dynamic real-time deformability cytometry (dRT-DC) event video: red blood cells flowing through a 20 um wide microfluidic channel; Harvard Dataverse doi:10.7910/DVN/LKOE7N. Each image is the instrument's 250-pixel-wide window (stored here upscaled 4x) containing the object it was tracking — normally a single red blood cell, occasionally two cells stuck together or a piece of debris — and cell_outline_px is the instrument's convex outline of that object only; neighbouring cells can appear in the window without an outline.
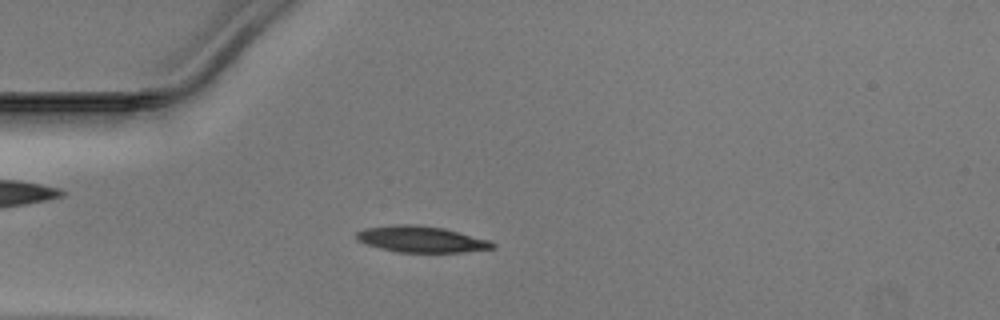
{"species": "Egyptian fruit bat (a non-hibernating species)", "species_latin": "Rousettus aegyptiacus", "temperature_condition": "warm", "stored_images_in_passage": 49, "camera_frame_rate_fps": 3000, "um_per_image_px": 0.085, "animal": {"sex": "male"}, "frame": {"image": 1, "passage_image": 13, "time_ms": 4.0, "image_size_px": [1000, 320], "cell_outline_px": [[496, 248], [464, 252], [400, 252], [380, 248], [356, 240], [356, 232], [364, 228], [396, 224], [412, 224], [444, 228], [488, 240], [496, 244]], "centroid_in_image_um": [35.8, 20.33], "position_along_channel_um": 49.2, "area_um2": 20.69}}
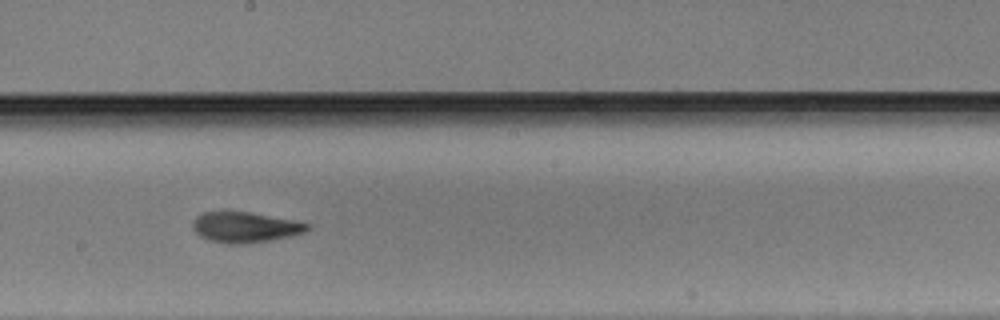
{"frame": {"image": 2, "passage_image": 27, "time_ms": 8.667, "image_size_px": [1000, 320], "cell_outline_px": [[312, 224], [304, 232], [272, 240], [248, 244], [228, 244], [208, 240], [200, 236], [192, 228], [192, 220], [196, 216], [204, 212], [248, 212], [296, 220]], "centroid_in_image_um": [20.82, 19.32], "position_along_channel_um": 227.4, "area_um2": 20.46}}
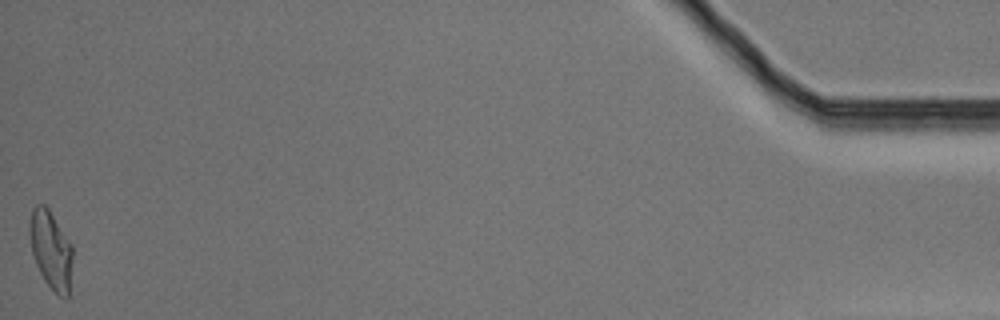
{"frame": {"image": 3, "passage_image": 49, "time_ms": 16.0, "image_size_px": [1000, 320], "cell_outline_px": [[72, 260], [68, 300], [64, 300], [44, 280], [36, 264], [32, 252], [28, 232], [28, 224], [32, 208], [36, 204], [44, 204], [48, 208], [72, 244]], "centroid_in_image_um": [4.31, 21.22], "position_along_channel_um": 430.9, "area_um2": 19.71}}